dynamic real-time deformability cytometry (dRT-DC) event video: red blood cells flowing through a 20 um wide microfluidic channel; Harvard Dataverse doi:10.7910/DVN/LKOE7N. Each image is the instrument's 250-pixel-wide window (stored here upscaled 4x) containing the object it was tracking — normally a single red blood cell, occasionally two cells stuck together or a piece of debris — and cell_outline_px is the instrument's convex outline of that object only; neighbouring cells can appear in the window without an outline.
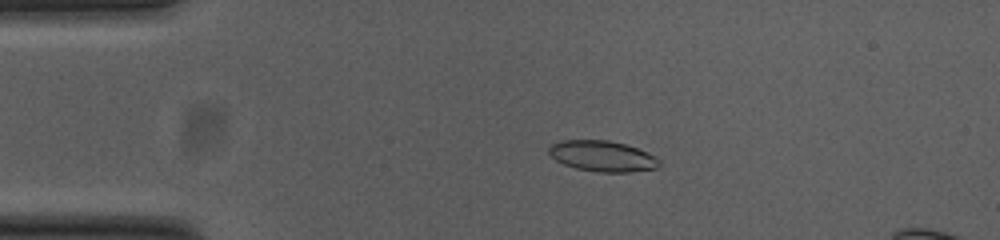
{"species": "common noctule bat (a hibernating species)", "species_latin": "Nyctalus noctula", "temperature_condition": "cold", "stored_images_in_passage": 52, "camera_frame_rate_fps": 3000, "um_per_image_px": 0.085, "animal": {"sex": "female", "body_mass_g": 23.0, "forearm_length_mm": 53.4}, "frame": {"image": 1, "passage_image": 11, "time_ms": 3.333, "image_size_px": [1000, 240], "cell_outline_px": [[660, 164], [656, 168], [632, 172], [596, 172], [576, 168], [564, 164], [556, 160], [548, 152], [548, 148], [552, 144], [564, 140], [608, 140], [624, 144], [648, 152], [656, 156], [660, 160]], "centroid_in_image_um": [51.23, 13.27], "position_along_channel_um": 33.8, "area_um2": 19.77}}
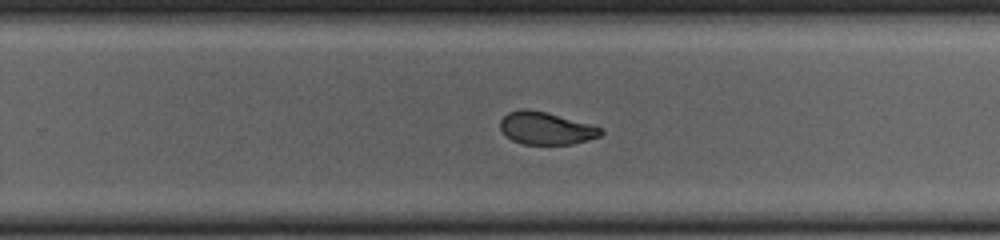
{"frame": {"image": 2, "passage_image": 34, "time_ms": 11.0, "image_size_px": [1000, 240], "cell_outline_px": [[604, 132], [600, 136], [588, 140], [572, 144], [524, 144], [512, 140], [500, 128], [500, 120], [508, 112], [528, 108], [544, 112], [588, 124], [600, 128]], "centroid_in_image_um": [46.39, 10.91], "position_along_channel_um": 283.4, "area_um2": 18.61}}
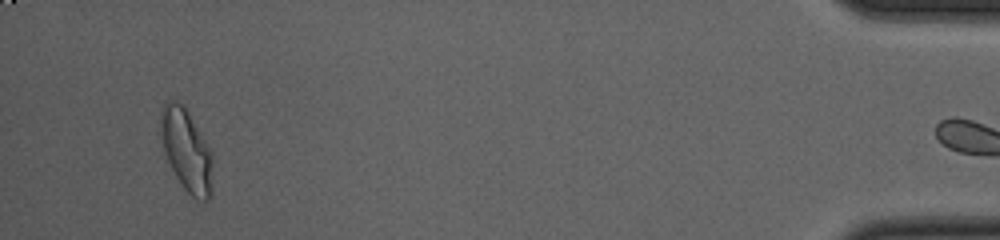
{"frame": {"image": 3, "passage_image": 51, "time_ms": 16.667, "image_size_px": [1000, 240], "cell_outline_px": [[212, 196], [208, 200], [200, 200], [192, 196], [184, 188], [176, 176], [168, 160], [164, 148], [160, 116], [160, 108], [168, 100], [172, 100], [184, 104], [208, 144], [212, 156]], "centroid_in_image_um": [15.88, 12.76], "position_along_channel_um": 419.3, "area_um2": 24.74}, "authors_computed_cell_mechanics": {"area_um2": 20.2011, "velocity_mm_per_s": 3.79, "shape_relaxation_time_tau1_ms": 4.2011, "shape_relaxation_time_tau2_ms": 1.2321, "deformation_change_tau1": 0.1721, "deformation_change_tau2": 0.0667}}